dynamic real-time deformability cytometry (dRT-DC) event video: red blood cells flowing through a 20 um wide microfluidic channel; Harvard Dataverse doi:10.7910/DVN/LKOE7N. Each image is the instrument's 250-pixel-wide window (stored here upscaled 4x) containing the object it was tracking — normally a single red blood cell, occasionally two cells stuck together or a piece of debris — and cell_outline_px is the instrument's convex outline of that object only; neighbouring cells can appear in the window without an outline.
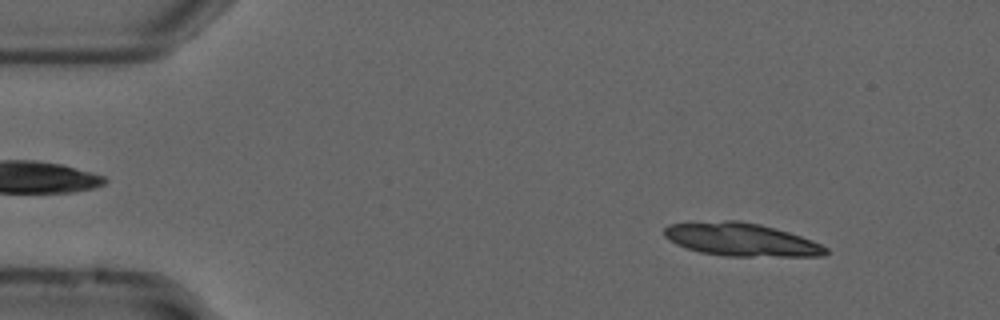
{"species": "common noctule bat (a hibernating species)", "species_latin": "Nyctalus noctula", "temperature_condition": "cold", "stored_images_in_passage": 15, "camera_frame_rate_fps": 3000, "um_per_image_px": 0.085, "animal": {"sex": "male", "forearm_length_mm": 52.5}, "frame": {"image": 1, "passage_image": 6, "time_ms": 1.667, "image_size_px": [1000, 320], "cell_outline_px": [[828, 252], [824, 256], [724, 256], [700, 252], [676, 244], [664, 236], [664, 228], [668, 224], [724, 220], [736, 220], [760, 224], [788, 232], [812, 240], [828, 248]], "centroid_in_image_um": [63.0, 20.36], "position_along_channel_um": 22.0, "area_um2": 30.98}}